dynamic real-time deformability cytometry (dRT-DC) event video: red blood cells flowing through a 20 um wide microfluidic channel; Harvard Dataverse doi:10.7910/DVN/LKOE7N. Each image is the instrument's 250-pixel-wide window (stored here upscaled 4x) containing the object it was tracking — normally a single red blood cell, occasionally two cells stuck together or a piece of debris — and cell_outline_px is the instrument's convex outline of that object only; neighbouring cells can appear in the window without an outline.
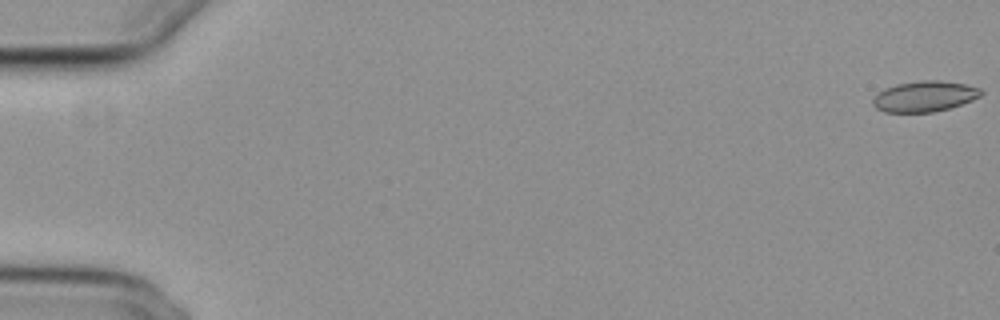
{"species": "common noctule bat (a hibernating species)", "species_latin": "Nyctalus noctula", "temperature_condition": "cold", "stored_images_in_passage": 21, "camera_frame_rate_fps": 3000, "um_per_image_px": 0.085, "animal": {"sex": "female", "body_mass_g": 29.2, "forearm_length_mm": 56.3}, "frame": {"image": 1, "passage_image": 1, "time_ms": 0.0, "image_size_px": [1000, 320], "cell_outline_px": [[984, 92], [980, 96], [972, 100], [948, 108], [932, 112], [884, 112], [876, 108], [872, 104], [872, 100], [876, 92], [884, 88], [896, 84], [920, 80], [940, 80], [964, 84], [980, 88]], "centroid_in_image_um": [78.54, 8.18], "position_along_channel_um": 6.5, "area_um2": 19.42}}
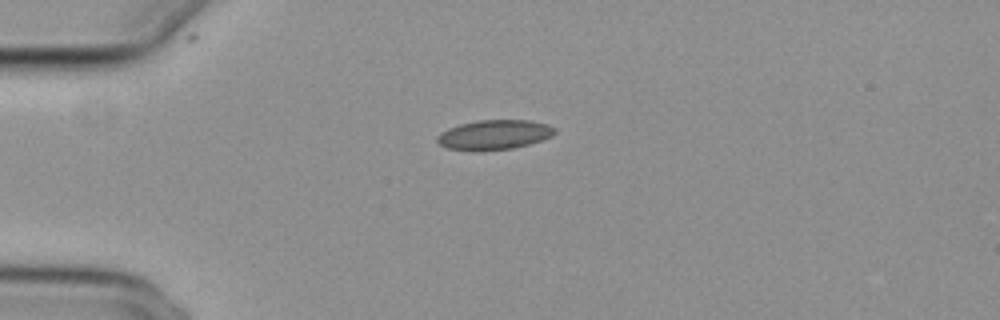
{"frame": {"image": 2, "passage_image": 15, "time_ms": 4.667, "image_size_px": [1000, 320], "cell_outline_px": [[556, 132], [552, 136], [528, 144], [512, 148], [472, 152], [448, 148], [440, 144], [436, 140], [436, 136], [440, 132], [448, 128], [460, 124], [476, 120], [528, 120], [548, 124], [556, 128]], "centroid_in_image_um": [41.98, 11.45], "position_along_channel_um": 43.0, "area_um2": 20.52}}
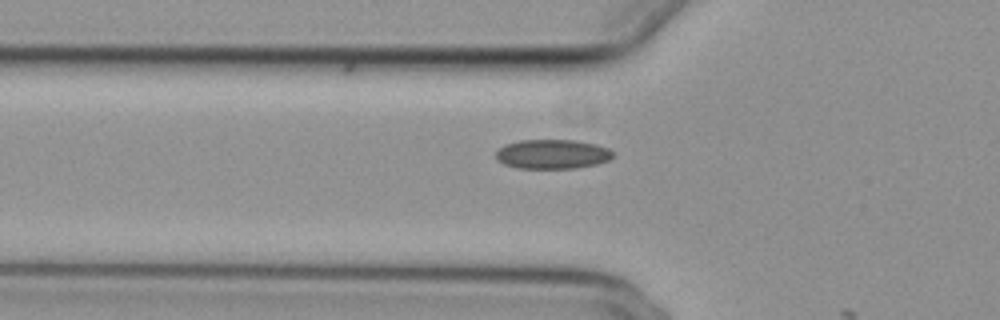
{"frame": {"image": 3, "passage_image": 20, "time_ms": 6.333, "image_size_px": [1000, 320], "cell_outline_px": [[612, 156], [608, 160], [596, 164], [576, 168], [516, 168], [504, 164], [496, 160], [496, 152], [504, 144], [520, 140], [576, 140], [596, 144], [608, 148], [612, 152]], "centroid_in_image_um": [46.92, 13.1], "position_along_channel_um": 78.9, "area_um2": 20.06}}